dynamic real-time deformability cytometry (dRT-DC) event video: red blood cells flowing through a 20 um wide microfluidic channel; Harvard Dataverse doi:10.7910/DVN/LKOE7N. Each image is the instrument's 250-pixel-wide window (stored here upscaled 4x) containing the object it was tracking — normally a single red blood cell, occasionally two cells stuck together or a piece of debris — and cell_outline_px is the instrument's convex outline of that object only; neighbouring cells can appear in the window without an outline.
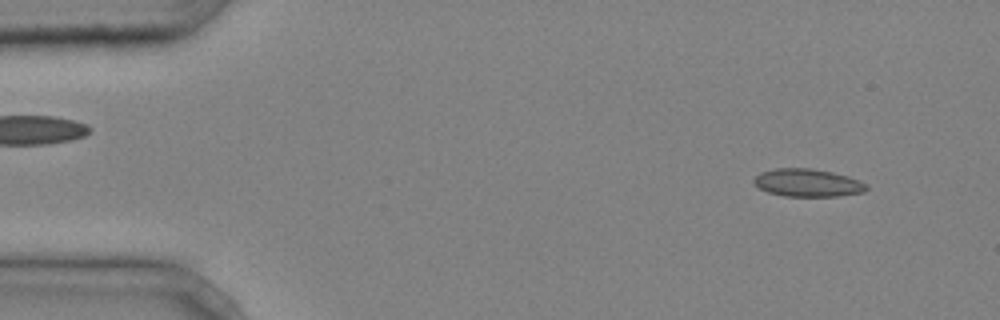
{"species": "common noctule bat (a hibernating species)", "species_latin": "Nyctalus noctula", "temperature_condition": "cold", "stored_images_in_passage": 44, "camera_frame_rate_fps": 3000, "um_per_image_px": 0.085, "animal": {"sex": "male", "body_mass_g": 20.4}, "frame": {"image": 1, "passage_image": 4, "time_ms": 1.0, "image_size_px": [1000, 320], "cell_outline_px": [[868, 188], [864, 192], [840, 196], [784, 196], [768, 192], [760, 188], [752, 180], [760, 172], [776, 168], [812, 168], [832, 172], [848, 176], [868, 184]], "centroid_in_image_um": [68.67, 15.53], "position_along_channel_um": 16.3, "area_um2": 18.26}}
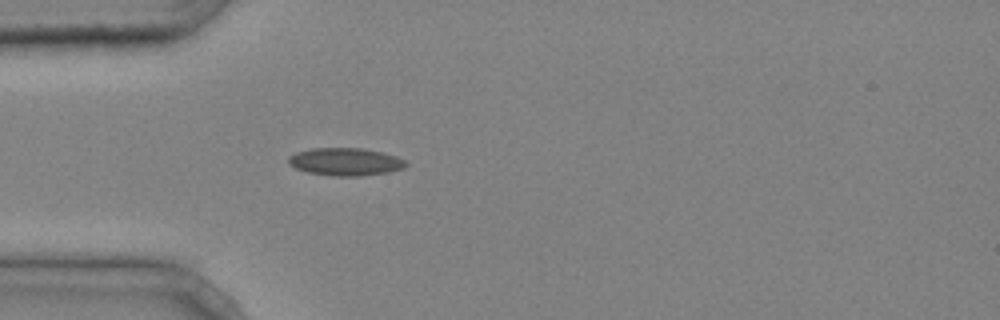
{"frame": {"image": 2, "passage_image": 13, "time_ms": 4.0, "image_size_px": [1000, 320], "cell_outline_px": [[408, 164], [404, 168], [388, 172], [360, 176], [332, 176], [308, 172], [296, 168], [288, 164], [288, 156], [296, 152], [312, 148], [360, 148], [380, 152], [396, 156], [404, 160]], "centroid_in_image_um": [29.34, 13.75], "position_along_channel_um": 55.7, "area_um2": 18.9}}
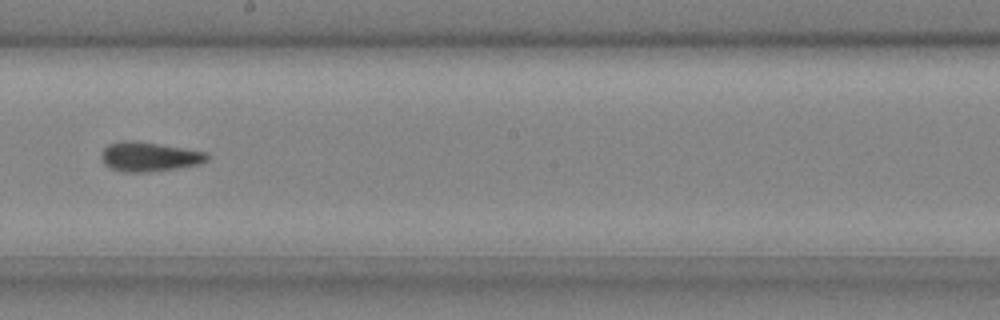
{"frame": {"image": 3, "passage_image": 26, "time_ms": 8.333, "image_size_px": [1000, 320], "cell_outline_px": [[208, 160], [200, 164], [176, 168], [148, 172], [124, 172], [112, 168], [104, 164], [100, 156], [100, 152], [108, 144], [124, 140], [136, 140], [208, 152]], "centroid_in_image_um": [12.67, 13.31], "position_along_channel_um": 235.5, "area_um2": 18.26}, "authors_computed_cell_mechanics": {"area_um2": 17.8024, "velocity_mm_per_s": 4.2656, "shape_relaxation_time_tau1_ms": null, "shape_relaxation_time_tau2_ms": 3.8318, "deformation_change_tau1": null, "deformation_change_tau2": 0.0691}}